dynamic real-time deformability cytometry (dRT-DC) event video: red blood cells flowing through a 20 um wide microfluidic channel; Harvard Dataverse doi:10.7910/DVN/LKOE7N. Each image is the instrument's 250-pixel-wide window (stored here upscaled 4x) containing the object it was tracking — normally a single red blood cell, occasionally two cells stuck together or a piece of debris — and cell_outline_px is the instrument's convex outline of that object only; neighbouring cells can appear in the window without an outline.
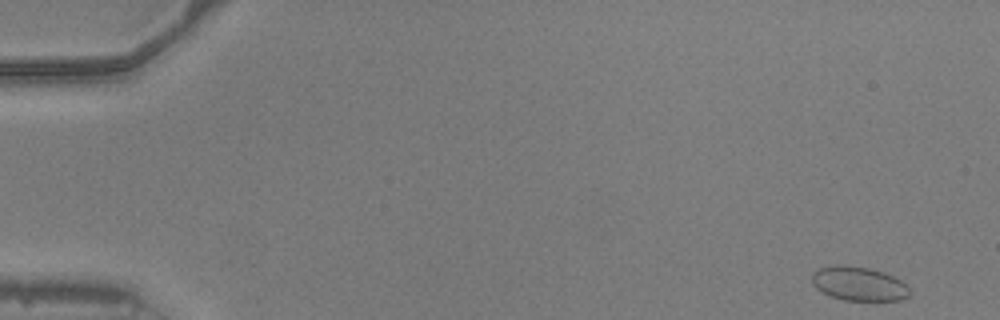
{"species": "common noctule bat (a hibernating species)", "species_latin": "Nyctalus noctula", "temperature_condition": "warm", "stored_images_in_passage": 50, "camera_frame_rate_fps": 3000, "um_per_image_px": 0.085, "animal": {"sex": "male", "body_mass_g": 20.5, "forearm_length_mm": 52.5}, "frame": {"image": 1, "passage_image": 1, "time_ms": 0.0, "image_size_px": [1000, 320], "cell_outline_px": [[912, 292], [908, 296], [900, 300], [844, 300], [828, 296], [816, 288], [812, 284], [812, 272], [820, 268], [836, 264], [868, 268], [884, 272], [900, 280]], "centroid_in_image_um": [72.96, 24.12], "position_along_channel_um": 12.0, "area_um2": 19.36}}
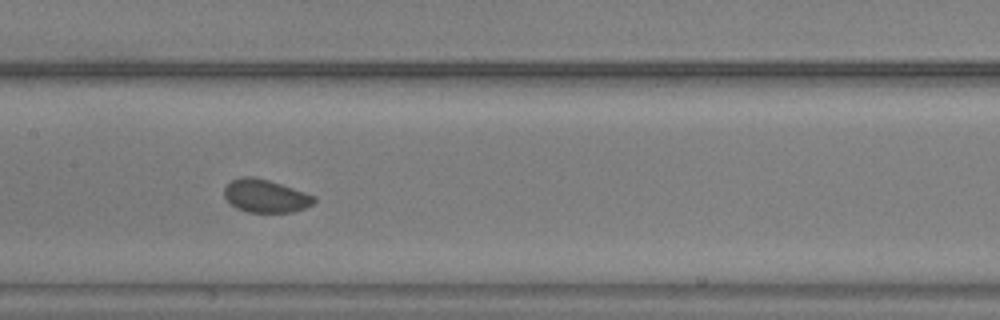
{"frame": {"image": 2, "passage_image": 25, "time_ms": 8.0, "image_size_px": [1000, 320], "cell_outline_px": [[316, 200], [312, 204], [304, 208], [292, 212], [248, 212], [236, 208], [224, 196], [224, 188], [232, 180], [240, 176], [252, 176], [268, 180], [316, 196]], "centroid_in_image_um": [22.56, 16.65], "position_along_channel_um": 184.8, "area_um2": 17.11}}
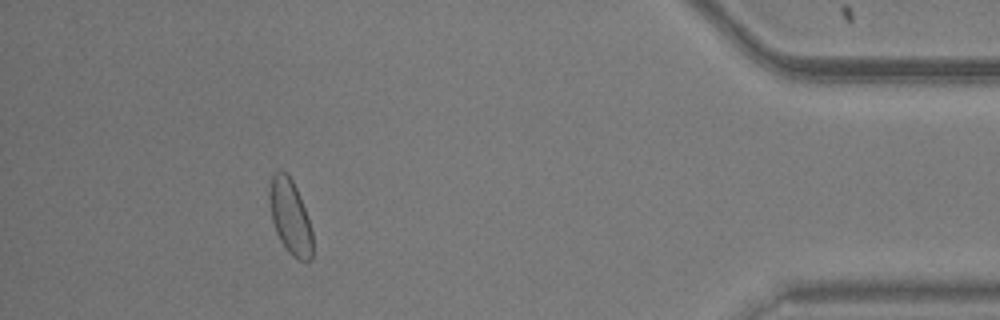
{"frame": {"image": 3, "passage_image": 46, "time_ms": 15.0, "image_size_px": [1000, 320], "cell_outline_px": [[312, 260], [296, 260], [284, 248], [276, 232], [272, 220], [268, 200], [268, 192], [272, 176], [276, 172], [288, 172], [296, 188], [304, 208], [312, 232]], "centroid_in_image_um": [24.64, 18.45], "position_along_channel_um": 410.6, "area_um2": 18.73}}